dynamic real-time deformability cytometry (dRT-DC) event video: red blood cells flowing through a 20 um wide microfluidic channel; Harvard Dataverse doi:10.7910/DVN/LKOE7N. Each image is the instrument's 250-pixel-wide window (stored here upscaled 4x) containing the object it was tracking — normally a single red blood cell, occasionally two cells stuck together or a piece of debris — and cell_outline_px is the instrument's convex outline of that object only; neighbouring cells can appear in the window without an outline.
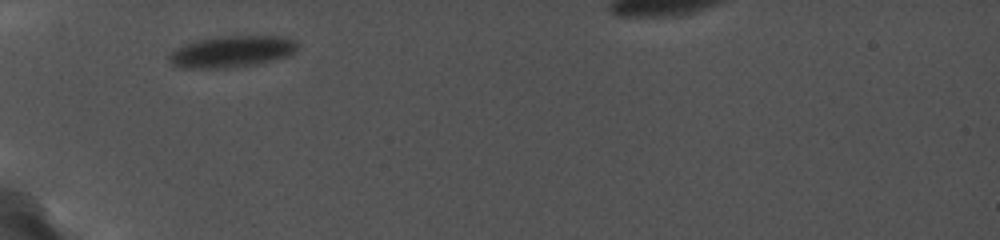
{"species": "common noctule bat (a hibernating species)", "species_latin": "Nyctalus noctula", "temperature_condition": "cold", "stored_images_in_passage": 3, "camera_frame_rate_fps": 5000, "um_per_image_px": 0.085, "animal": {"sex": "female", "body_mass_g": 19.0, "forearm_length_mm": 56.7}, "frame": {"image": 1, "passage_image": 1, "time_ms": 0.0, "image_size_px": [1000, 240], "cell_outline_px": [[300, 48], [288, 56], [272, 60], [228, 68], [180, 68], [172, 64], [168, 60], [168, 56], [176, 48], [184, 44], [196, 40], [216, 36], [280, 36], [296, 40], [300, 44]], "centroid_in_image_um": [19.7, 4.37], "position_along_channel_um": 65.3, "area_um2": 23.7}}